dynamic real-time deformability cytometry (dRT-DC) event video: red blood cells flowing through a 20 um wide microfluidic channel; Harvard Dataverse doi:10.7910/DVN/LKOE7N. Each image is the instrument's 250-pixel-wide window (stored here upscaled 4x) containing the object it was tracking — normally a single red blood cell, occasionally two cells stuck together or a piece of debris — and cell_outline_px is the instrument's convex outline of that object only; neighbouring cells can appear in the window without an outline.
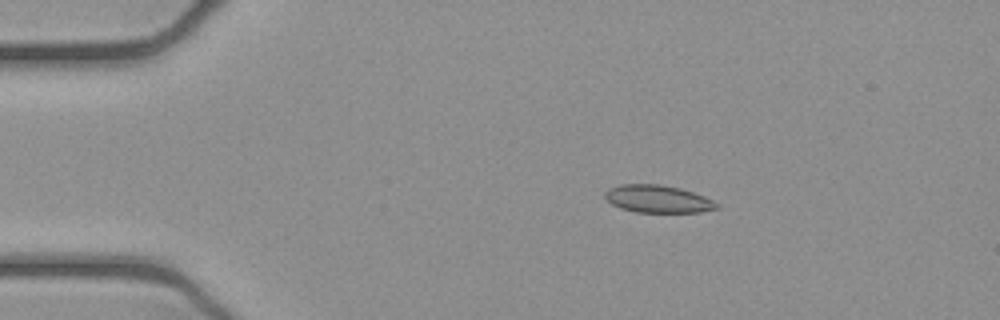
{"species": "common noctule bat (a hibernating species)", "species_latin": "Nyctalus noctula", "temperature_condition": "cold", "stored_images_in_passage": 52, "camera_frame_rate_fps": 3000, "um_per_image_px": 0.085, "animal": {"sex": "female", "body_mass_g": 21.9}, "frame": {"image": 1, "passage_image": 9, "time_ms": 2.667, "image_size_px": [1000, 320], "cell_outline_px": [[720, 208], [700, 212], [636, 212], [620, 208], [612, 204], [604, 196], [604, 192], [608, 188], [620, 184], [660, 184], [680, 188], [704, 196], [720, 204]], "centroid_in_image_um": [55.91, 16.91], "position_along_channel_um": 29.1, "area_um2": 18.03}}
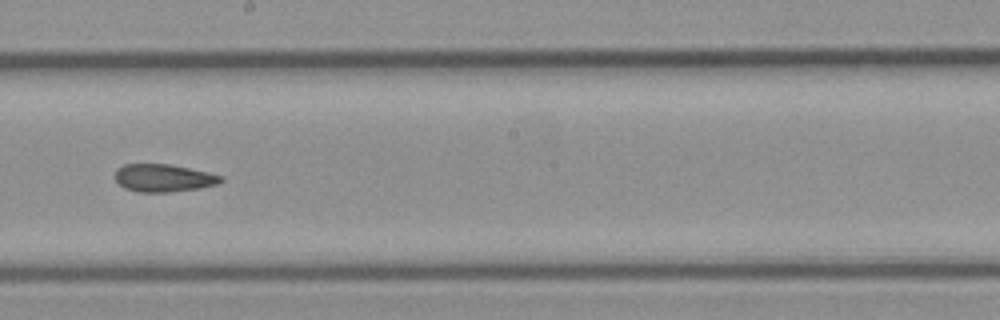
{"frame": {"image": 2, "passage_image": 29, "time_ms": 9.333, "image_size_px": [1000, 320], "cell_outline_px": [[224, 180], [220, 184], [200, 188], [168, 192], [140, 192], [124, 188], [112, 176], [116, 168], [124, 164], [168, 164], [208, 172], [224, 176]], "centroid_in_image_um": [13.9, 15.13], "position_along_channel_um": 234.3, "area_um2": 17.28}}
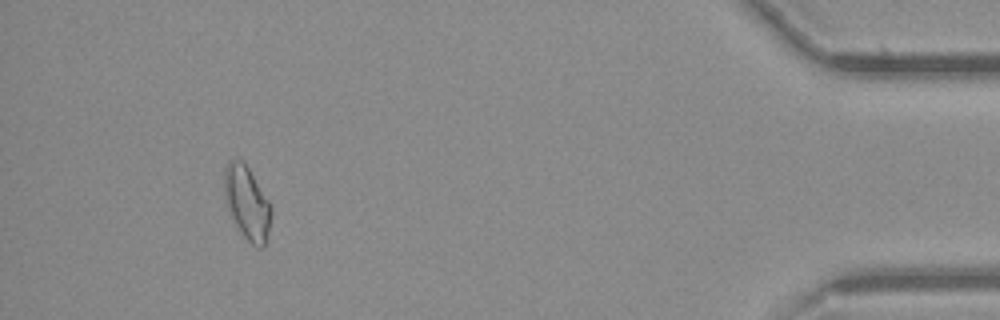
{"frame": {"image": 3, "passage_image": 48, "time_ms": 15.667, "image_size_px": [1000, 320], "cell_outline_px": [[272, 212], [268, 240], [260, 248], [252, 244], [240, 232], [228, 208], [224, 196], [224, 168], [228, 160], [240, 160], [248, 168], [268, 200], [272, 208]], "centroid_in_image_um": [21.0, 17.26], "position_along_channel_um": 414.2, "area_um2": 19.83}, "authors_computed_cell_mechanics": {"area_um2": 17.8024, "velocity_mm_per_s": 3.9035, "shape_relaxation_time_tau1_ms": null, "shape_relaxation_time_tau2_ms": 2.5211, "deformation_change_tau1": null, "deformation_change_tau2": 0.0886}}